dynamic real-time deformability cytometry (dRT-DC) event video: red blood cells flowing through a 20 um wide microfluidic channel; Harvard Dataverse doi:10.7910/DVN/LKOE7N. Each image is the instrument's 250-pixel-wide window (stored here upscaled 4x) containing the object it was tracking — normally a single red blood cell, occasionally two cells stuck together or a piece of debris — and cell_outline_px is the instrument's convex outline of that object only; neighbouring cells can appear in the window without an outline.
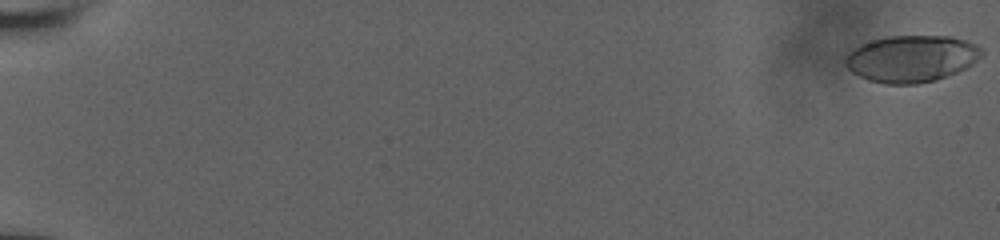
{"species": "human", "species_latin": "Homo sapiens", "temperature_condition": "room temperature", "stored_images_in_passage": 50, "camera_frame_rate_fps": 3000, "um_per_image_px": 0.085, "donor": {"sex": "male"}, "frame": {"image": 1, "passage_image": 1, "time_ms": 0.0, "image_size_px": [1000, 240], "cell_outline_px": [[984, 52], [976, 60], [964, 68], [956, 72], [936, 80], [916, 84], [884, 84], [868, 80], [852, 72], [844, 64], [844, 60], [848, 52], [860, 44], [872, 40], [888, 36], [952, 36], [976, 44], [984, 48]], "centroid_in_image_um": [77.45, 4.98], "position_along_channel_um": 7.5, "area_um2": 37.22}}
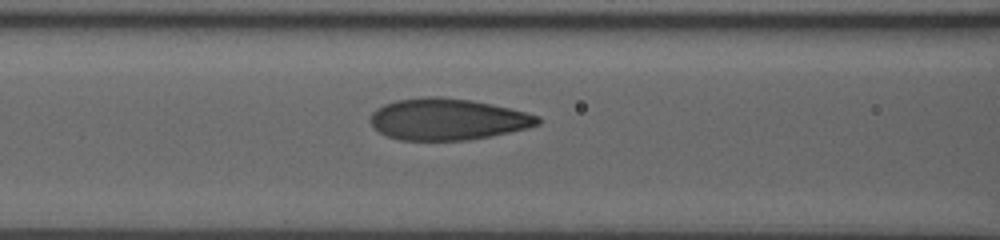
{"frame": {"image": 2, "passage_image": 44, "time_ms": 9.0, "image_size_px": [1000, 240], "cell_outline_px": [[540, 124], [528, 128], [468, 140], [400, 140], [384, 136], [372, 128], [368, 120], [372, 112], [376, 108], [384, 104], [396, 100], [420, 96], [440, 96], [472, 100], [492, 104], [540, 116]], "centroid_in_image_um": [37.96, 10.13], "position_along_channel_um": 128.6, "area_um2": 40.86}}
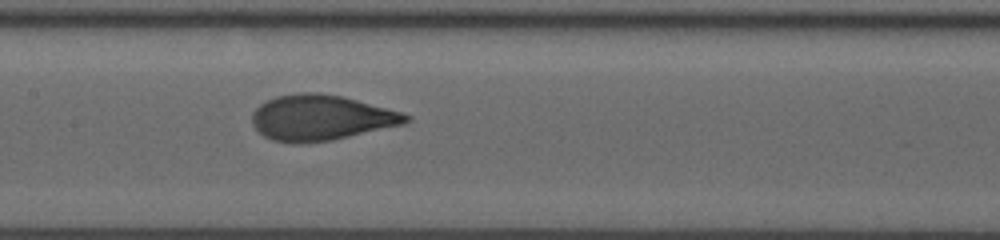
{"frame": {"image": 3, "passage_image": 50, "time_ms": 10.333, "image_size_px": [1000, 240], "cell_outline_px": [[412, 116], [404, 124], [332, 140], [296, 144], [292, 144], [272, 140], [264, 136], [252, 124], [252, 112], [260, 104], [276, 96], [300, 92], [320, 92], [344, 96], [404, 112]], "centroid_in_image_um": [27.29, 10.0], "position_along_channel_um": 180.1, "area_um2": 41.1}}